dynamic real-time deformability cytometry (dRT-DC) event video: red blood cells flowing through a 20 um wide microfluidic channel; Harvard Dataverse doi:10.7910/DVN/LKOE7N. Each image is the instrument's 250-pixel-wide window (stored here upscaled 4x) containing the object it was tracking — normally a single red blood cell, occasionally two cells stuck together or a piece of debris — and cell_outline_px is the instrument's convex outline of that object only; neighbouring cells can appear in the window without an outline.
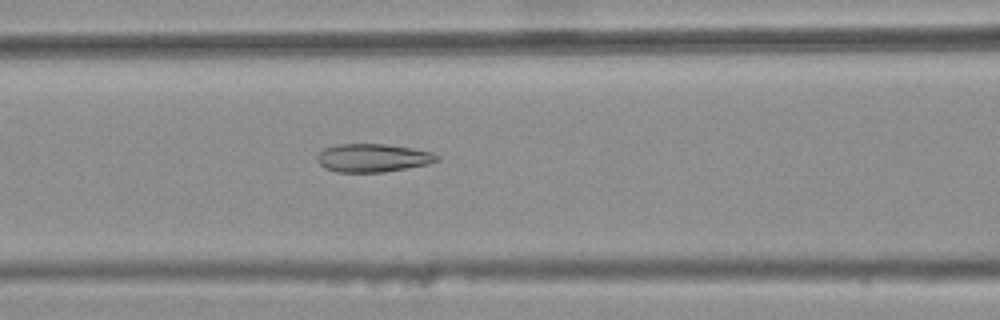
{"species": "common noctule bat (a hibernating species)", "species_latin": "Nyctalus noctula", "temperature_condition": "warm", "stored_images_in_passage": 46, "camera_frame_rate_fps": 3000, "um_per_image_px": 0.085, "animal": {"sex": "female", "body_mass_g": 25.1}, "frame": {"image": 1, "passage_image": 21, "time_ms": 6.667, "image_size_px": [1000, 320], "cell_outline_px": [[440, 160], [428, 164], [384, 172], [336, 172], [324, 168], [316, 160], [316, 156], [324, 148], [336, 144], [388, 144], [412, 148], [432, 152], [440, 156]], "centroid_in_image_um": [31.69, 13.42], "position_along_channel_um": 134.9, "area_um2": 19.88}}
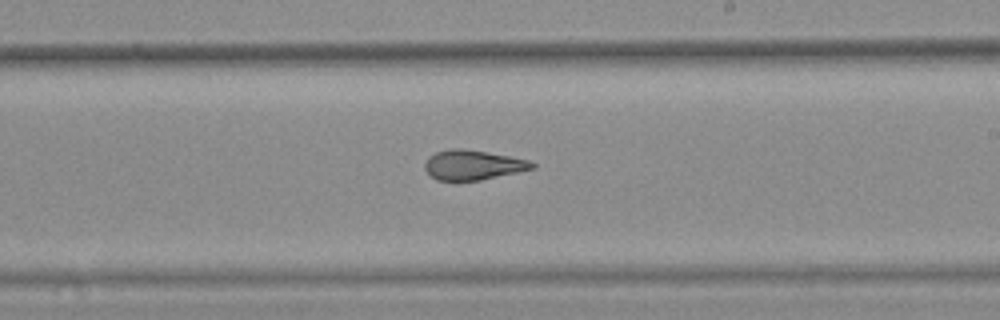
{"frame": {"image": 2, "passage_image": 30, "time_ms": 9.667, "image_size_px": [1000, 320], "cell_outline_px": [[536, 168], [480, 180], [436, 180], [424, 168], [424, 164], [428, 156], [436, 152], [448, 148], [460, 148], [488, 152], [528, 160], [536, 164]], "centroid_in_image_um": [40.18, 14.01], "position_along_channel_um": 248.8, "area_um2": 18.55}}
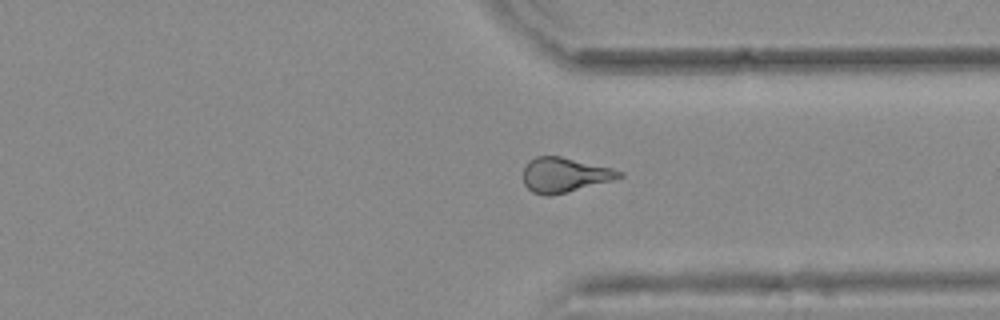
{"frame": {"image": 3, "passage_image": 39, "time_ms": 12.667, "image_size_px": [1000, 320], "cell_outline_px": [[624, 176], [612, 180], [548, 196], [544, 196], [532, 192], [524, 184], [524, 168], [528, 160], [536, 156], [560, 156], [612, 168], [624, 172]], "centroid_in_image_um": [47.96, 14.85], "position_along_channel_um": 363.4, "area_um2": 19.19}, "authors_computed_cell_mechanics": {"area_um2": 19.8543, "velocity_mm_per_s": 3.806, "shape_relaxation_time_tau1_ms": null, "shape_relaxation_time_tau2_ms": 1.9143, "deformation_change_tau1": null, "deformation_change_tau2": 0.0959}}